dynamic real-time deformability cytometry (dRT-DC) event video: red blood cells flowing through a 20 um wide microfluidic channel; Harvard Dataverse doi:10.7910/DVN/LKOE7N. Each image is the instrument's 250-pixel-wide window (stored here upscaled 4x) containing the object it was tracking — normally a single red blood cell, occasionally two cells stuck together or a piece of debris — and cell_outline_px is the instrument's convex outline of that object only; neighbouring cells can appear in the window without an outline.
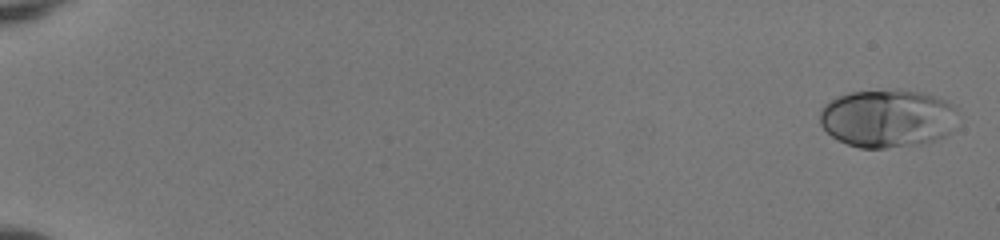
{"species": "human", "species_latin": "Homo sapiens", "temperature_condition": "room temperature", "stored_images_in_passage": 53, "camera_frame_rate_fps": 3000, "um_per_image_px": 0.085, "donor": {"sex": "female"}, "frame": {"image": 1, "passage_image": 2, "time_ms": 0.333, "image_size_px": [1000, 240], "cell_outline_px": [[956, 112], [948, 132], [944, 136], [936, 140], [920, 144], [884, 148], [860, 148], [848, 144], [832, 136], [820, 124], [820, 108], [824, 104], [836, 96], [848, 92], [896, 88], [928, 92], [952, 104], [956, 108]], "centroid_in_image_um": [75.4, 10.02], "position_along_channel_um": 9.6, "area_um2": 47.11}}
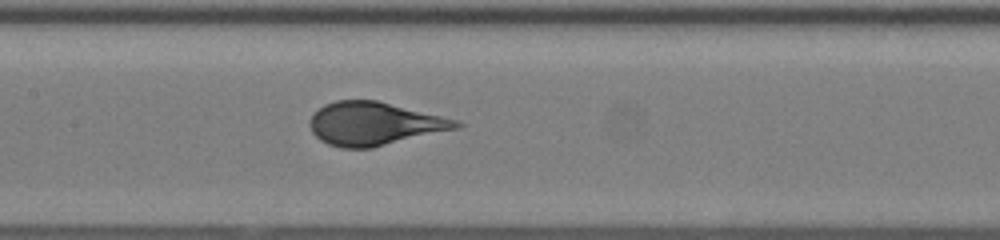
{"frame": {"image": 2, "passage_image": 29, "time_ms": 9.333, "image_size_px": [1000, 240], "cell_outline_px": [[464, 124], [460, 128], [372, 148], [340, 148], [328, 144], [320, 140], [312, 132], [308, 124], [312, 116], [324, 104], [336, 100], [376, 100], [460, 120]], "centroid_in_image_um": [31.84, 10.52], "position_along_channel_um": 175.6, "area_um2": 36.99}}
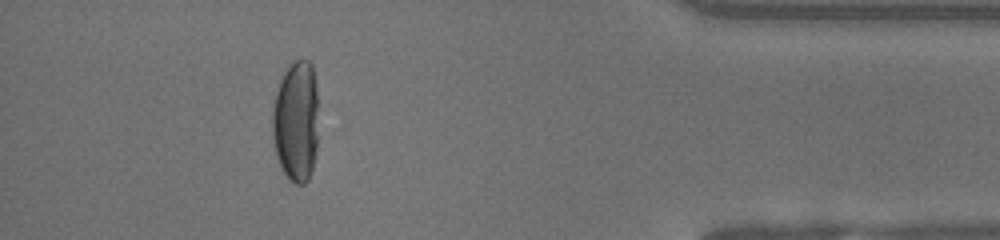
{"frame": {"image": 3, "passage_image": 49, "time_ms": 16.0, "image_size_px": [1000, 240], "cell_outline_px": [[316, 148], [312, 168], [308, 180], [304, 184], [296, 184], [288, 180], [280, 168], [276, 156], [272, 136], [272, 112], [276, 92], [280, 80], [288, 64], [296, 60], [308, 60], [312, 64], [316, 80]], "centroid_in_image_um": [25.13, 10.32], "position_along_channel_um": 410.1, "area_um2": 32.71}}